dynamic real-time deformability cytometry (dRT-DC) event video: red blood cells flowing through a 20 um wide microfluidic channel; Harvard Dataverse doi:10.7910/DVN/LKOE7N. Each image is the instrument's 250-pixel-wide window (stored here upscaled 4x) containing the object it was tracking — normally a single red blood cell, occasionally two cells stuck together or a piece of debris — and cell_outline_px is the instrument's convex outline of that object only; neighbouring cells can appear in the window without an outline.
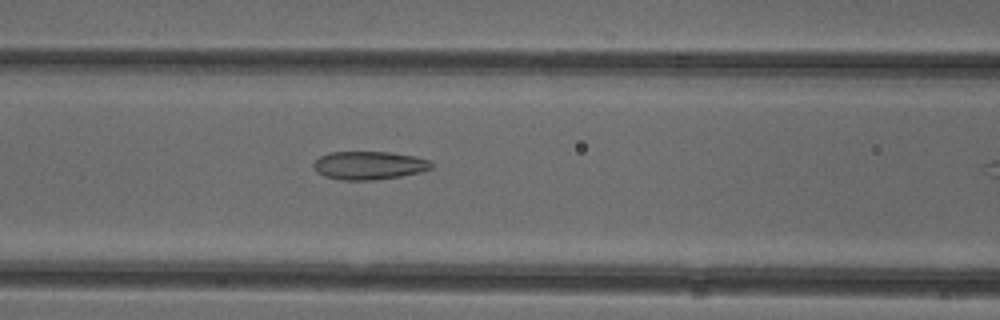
{"species": "common noctule bat (a hibernating species)", "species_latin": "Nyctalus noctula", "temperature_condition": "cold", "stored_images_in_passage": 11, "camera_frame_rate_fps": 3000, "um_per_image_px": 0.085, "animal": {"sex": "female"}, "frame": {"image": 1, "passage_image": 10, "time_ms": 3.0, "image_size_px": [1000, 320], "cell_outline_px": [[432, 168], [424, 172], [400, 176], [372, 180], [340, 180], [324, 176], [316, 172], [312, 168], [312, 164], [320, 156], [332, 152], [392, 152], [416, 156], [428, 160], [432, 164]], "centroid_in_image_um": [31.36, 14.06], "position_along_channel_um": 135.2, "area_um2": 19.59}}